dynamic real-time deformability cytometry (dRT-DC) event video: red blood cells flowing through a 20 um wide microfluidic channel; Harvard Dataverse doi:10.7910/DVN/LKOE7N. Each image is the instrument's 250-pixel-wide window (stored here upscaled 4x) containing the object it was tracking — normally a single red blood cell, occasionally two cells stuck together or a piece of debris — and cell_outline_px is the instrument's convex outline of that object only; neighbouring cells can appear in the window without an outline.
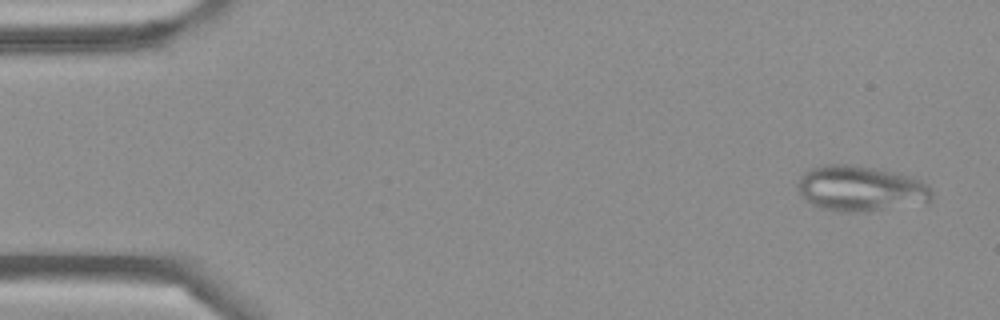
{"species": "Egyptian fruit bat (a non-hibernating species)", "species_latin": "Rousettus aegyptiacus", "temperature_condition": "cold", "stored_images_in_passage": 4, "camera_frame_rate_fps": 3000, "um_per_image_px": 0.085, "frame": {"image": 1, "passage_image": 1, "time_ms": 0.0, "image_size_px": [1000, 320], "cell_outline_px": [[932, 196], [928, 204], [864, 212], [840, 212], [820, 208], [812, 204], [800, 192], [796, 184], [800, 176], [804, 172], [812, 168], [824, 164], [856, 164], [896, 172], [920, 180], [928, 184], [932, 188]], "centroid_in_image_um": [73.2, 16.03], "position_along_channel_um": 11.8, "area_um2": 36.24}}